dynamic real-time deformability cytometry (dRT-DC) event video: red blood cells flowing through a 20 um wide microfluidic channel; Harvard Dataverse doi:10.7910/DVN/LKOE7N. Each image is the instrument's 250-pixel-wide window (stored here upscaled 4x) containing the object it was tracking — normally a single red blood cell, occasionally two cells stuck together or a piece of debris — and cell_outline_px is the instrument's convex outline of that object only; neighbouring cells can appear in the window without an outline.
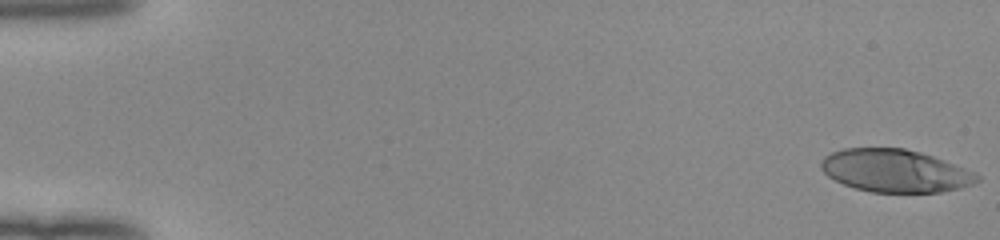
{"species": "human", "species_latin": "Homo sapiens", "temperature_condition": "room temperature", "stored_images_in_passage": 52, "camera_frame_rate_fps": 3000, "um_per_image_px": 0.085, "donor": {"sex": "female"}, "frame": {"image": 1, "passage_image": 1, "time_ms": 0.0, "image_size_px": [1000, 240], "cell_outline_px": [[980, 180], [972, 184], [960, 188], [940, 192], [872, 192], [856, 188], [844, 184], [828, 176], [820, 168], [820, 164], [824, 156], [832, 152], [844, 148], [904, 148], [920, 152], [932, 156], [976, 172], [980, 176]], "centroid_in_image_um": [76.09, 14.51], "position_along_channel_um": 8.9, "area_um2": 38.73}}
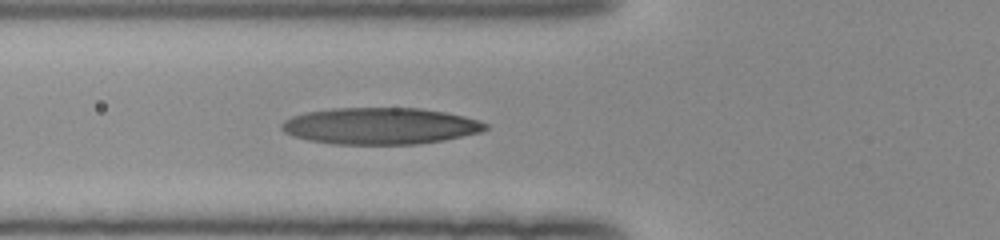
{"frame": {"image": 2, "passage_image": 20, "time_ms": 6.333, "image_size_px": [1000, 240], "cell_outline_px": [[488, 128], [480, 132], [444, 140], [420, 144], [332, 144], [308, 140], [284, 132], [280, 128], [280, 124], [284, 120], [292, 116], [308, 112], [332, 108], [420, 108], [444, 112], [464, 116], [480, 120], [488, 124]], "centroid_in_image_um": [32.32, 10.71], "position_along_channel_um": 93.5, "area_um2": 43.52}}
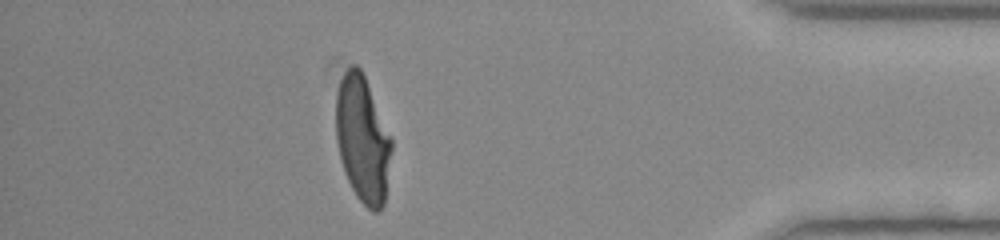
{"frame": {"image": 3, "passage_image": 46, "time_ms": 15.0, "image_size_px": [1000, 240], "cell_outline_px": [[392, 148], [384, 204], [376, 212], [372, 212], [356, 196], [344, 172], [340, 160], [336, 140], [336, 92], [340, 80], [344, 72], [352, 64], [356, 64], [360, 68], [364, 76], [392, 140]], "centroid_in_image_um": [30.8, 11.84], "position_along_channel_um": 404.4, "area_um2": 40.69}, "authors_computed_cell_mechanics": {"area_um2": 41.2403, "velocity_mm_per_s": 4.0258, "shape_relaxation_time_tau1_ms": 5.3868, "shape_relaxation_time_tau2_ms": 1.1701, "deformation_change_tau1": 0.2558, "deformation_change_tau2": 0.102}}